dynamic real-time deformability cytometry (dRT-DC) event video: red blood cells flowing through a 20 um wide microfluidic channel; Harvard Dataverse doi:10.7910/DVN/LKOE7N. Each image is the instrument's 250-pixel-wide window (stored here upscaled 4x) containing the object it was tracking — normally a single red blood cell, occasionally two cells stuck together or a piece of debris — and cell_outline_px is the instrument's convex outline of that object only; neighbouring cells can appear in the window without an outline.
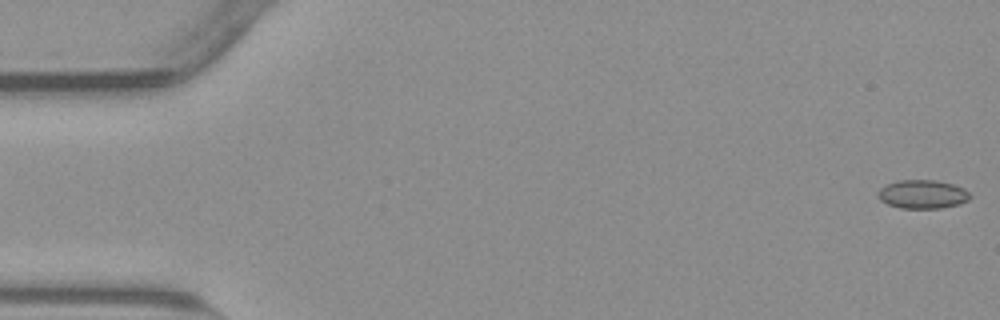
{"species": "common noctule bat (a hibernating species)", "species_latin": "Nyctalus noctula", "temperature_condition": "warm", "stored_images_in_passage": 16, "camera_frame_rate_fps": 3000, "um_per_image_px": 0.085, "animal": {"sex": "male", "body_mass_g": 23.1, "forearm_length_mm": 52.7}, "frame": {"image": 1, "passage_image": 1, "time_ms": 0.0, "image_size_px": [1000, 320], "cell_outline_px": [[972, 196], [968, 200], [960, 204], [940, 208], [900, 208], [888, 204], [880, 200], [876, 192], [880, 188], [896, 180], [936, 180], [952, 184], [964, 188]], "centroid_in_image_um": [78.41, 16.51], "position_along_channel_um": 6.6, "area_um2": 15.43}}
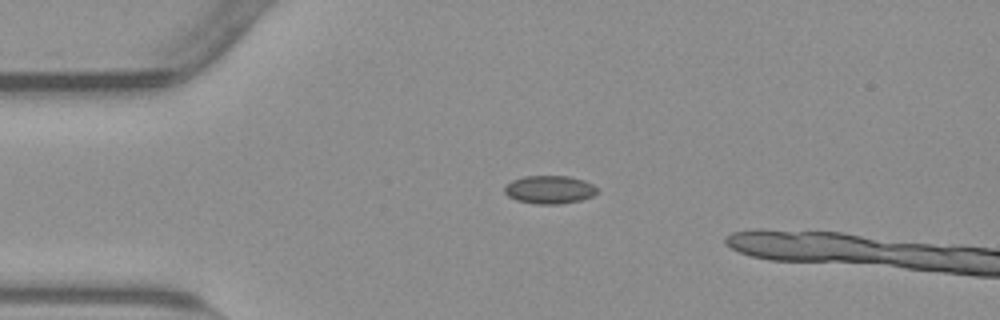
{"frame": {"image": 2, "passage_image": 13, "time_ms": 4.0, "image_size_px": [1000, 320], "cell_outline_px": [[600, 192], [592, 196], [580, 200], [560, 204], [536, 204], [516, 200], [508, 196], [504, 192], [504, 184], [512, 180], [524, 176], [568, 176], [584, 180], [592, 184]], "centroid_in_image_um": [46.69, 16.11], "position_along_channel_um": 38.3, "area_um2": 15.32}}